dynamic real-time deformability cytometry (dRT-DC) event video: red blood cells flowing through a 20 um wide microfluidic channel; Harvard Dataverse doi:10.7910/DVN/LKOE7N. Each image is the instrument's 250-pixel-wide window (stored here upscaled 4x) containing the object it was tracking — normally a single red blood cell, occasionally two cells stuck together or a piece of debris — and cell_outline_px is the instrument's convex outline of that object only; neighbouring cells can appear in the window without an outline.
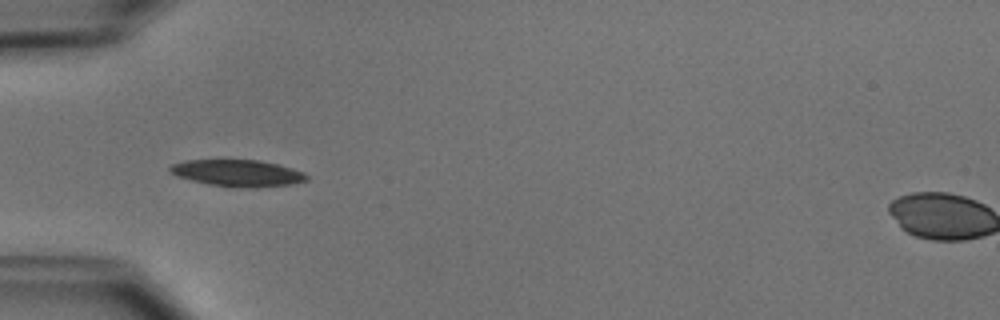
{"species": "common noctule bat (a hibernating species)", "species_latin": "Nyctalus noctula", "temperature_condition": "cold", "stored_images_in_passage": 36, "camera_frame_rate_fps": 3000, "um_per_image_px": 0.085, "animal": {"sex": "male", "body_mass_g": 15.6}, "frame": {"image": 1, "passage_image": 1, "time_ms": 0.0, "image_size_px": [1000, 320], "cell_outline_px": [[308, 180], [292, 184], [256, 188], [232, 188], [208, 184], [176, 176], [168, 172], [168, 168], [172, 164], [184, 160], [256, 160], [276, 164], [292, 168], [304, 172], [308, 176]], "centroid_in_image_um": [20.18, 14.73], "position_along_channel_um": 64.8, "area_um2": 21.5}}
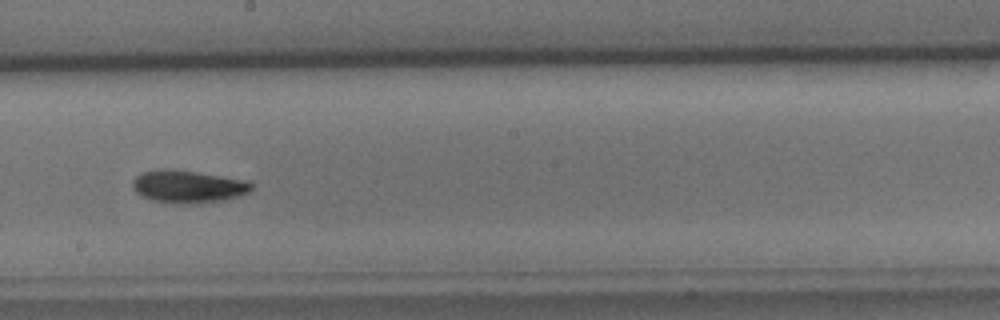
{"frame": {"image": 2, "passage_image": 14, "time_ms": 4.333, "image_size_px": [1000, 320], "cell_outline_px": [[256, 184], [248, 192], [236, 196], [220, 200], [184, 204], [152, 200], [140, 196], [132, 188], [132, 180], [136, 176], [144, 172], [160, 168], [168, 168], [252, 180]], "centroid_in_image_um": [15.99, 15.83], "position_along_channel_um": 232.2, "area_um2": 22.66}}
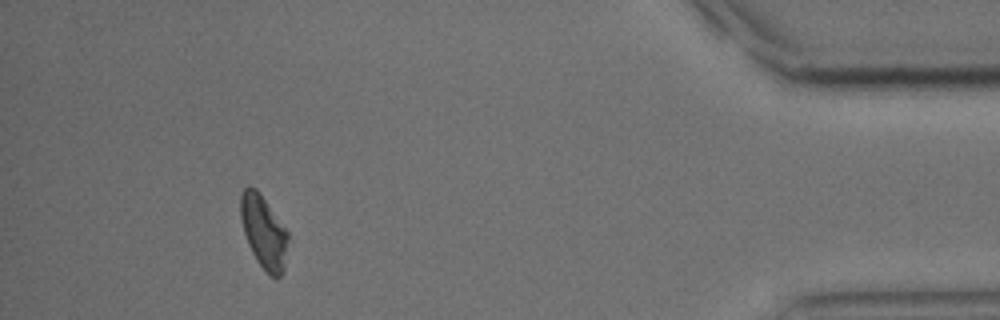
{"frame": {"image": 3, "passage_image": 32, "time_ms": 10.333, "image_size_px": [1000, 320], "cell_outline_px": [[288, 240], [284, 268], [280, 276], [276, 280], [268, 276], [256, 260], [248, 244], [240, 220], [240, 192], [248, 184], [256, 188], [260, 192], [288, 232]], "centroid_in_image_um": [22.39, 19.71], "position_along_channel_um": 412.8, "area_um2": 20.52}, "authors_computed_cell_mechanics": {"area_um2": 21.2126, "velocity_mm_per_s": 3.8976, "shape_relaxation_time_tau1_ms": 2.7151, "shape_relaxation_time_tau2_ms": null, "deformation_change_tau1": 0.0954, "deformation_change_tau2": null}}